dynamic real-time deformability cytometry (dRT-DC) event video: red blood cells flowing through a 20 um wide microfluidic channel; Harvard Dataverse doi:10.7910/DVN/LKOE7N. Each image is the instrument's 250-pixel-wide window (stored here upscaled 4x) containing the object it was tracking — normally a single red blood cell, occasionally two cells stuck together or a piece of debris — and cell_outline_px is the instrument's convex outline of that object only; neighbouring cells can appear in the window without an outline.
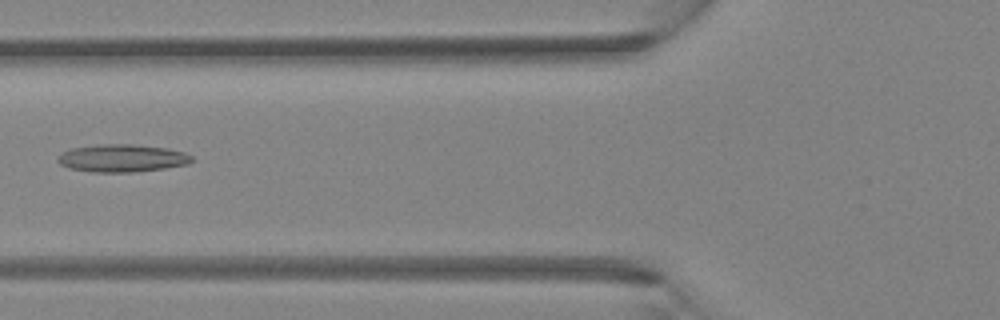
{"species": "Egyptian fruit bat (a non-hibernating species)", "species_latin": "Rousettus aegyptiacus", "temperature_condition": "room temperature", "stored_images_in_passage": 6, "camera_frame_rate_fps": 3000, "um_per_image_px": 0.085, "animal": {"sex": "female"}, "frame": {"image": 1, "passage_image": 6, "time_ms": 1.667, "image_size_px": [1000, 320], "cell_outline_px": [[196, 160], [188, 164], [164, 168], [132, 172], [92, 172], [68, 168], [60, 164], [56, 160], [56, 156], [72, 148], [100, 144], [132, 144], [168, 148], [184, 152], [192, 156]], "centroid_in_image_um": [10.38, 13.44], "position_along_channel_um": 115.4, "area_um2": 21.73}}